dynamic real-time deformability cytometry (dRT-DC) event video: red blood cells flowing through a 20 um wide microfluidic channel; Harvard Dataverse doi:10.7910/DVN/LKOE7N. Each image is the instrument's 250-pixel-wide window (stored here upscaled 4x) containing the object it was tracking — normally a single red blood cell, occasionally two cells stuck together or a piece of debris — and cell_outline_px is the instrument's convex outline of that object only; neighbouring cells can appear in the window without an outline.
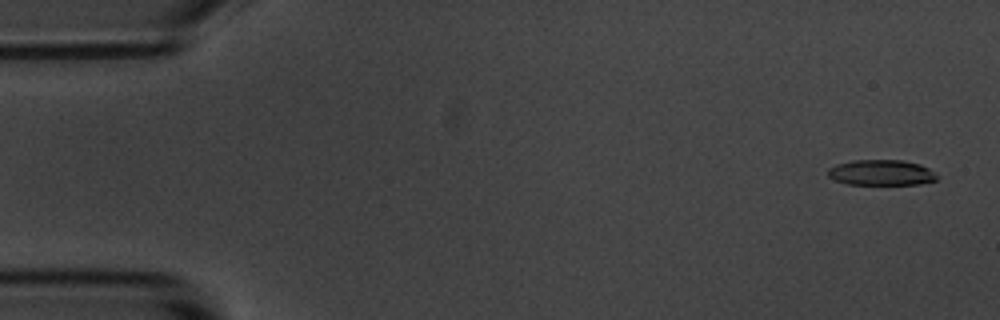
{"species": "common noctule bat (a hibernating species)", "species_latin": "Nyctalus noctula", "temperature_condition": "room temperature", "stored_images_in_passage": 54, "camera_frame_rate_fps": 3000, "um_per_image_px": 0.085, "animal": {"sex": "male", "body_mass_g": 20.1, "forearm_length_mm": 53.5}, "frame": {"image": 1, "passage_image": 2, "time_ms": 0.333, "image_size_px": [1000, 320], "cell_outline_px": [[936, 180], [920, 184], [848, 184], [836, 180], [828, 176], [828, 168], [836, 164], [852, 160], [904, 160], [920, 164], [936, 172]], "centroid_in_image_um": [74.91, 14.66], "position_along_channel_um": 10.1, "area_um2": 16.24}}
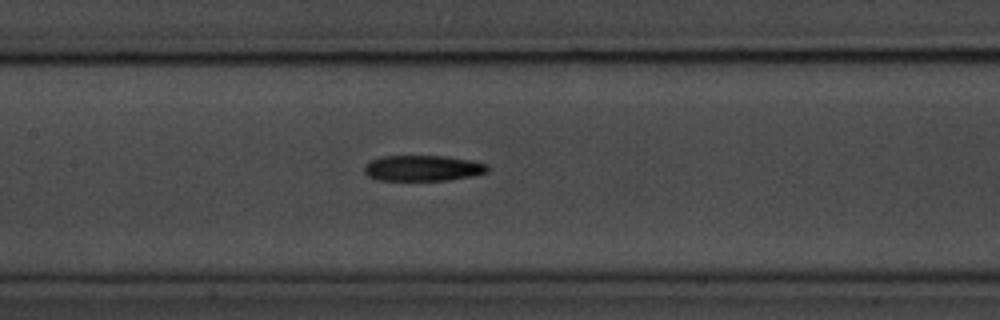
{"frame": {"image": 2, "passage_image": 25, "time_ms": 8.0, "image_size_px": [1000, 320], "cell_outline_px": [[488, 172], [472, 176], [448, 180], [376, 180], [368, 176], [364, 172], [364, 168], [372, 160], [384, 156], [444, 156], [472, 160], [488, 164]], "centroid_in_image_um": [35.97, 14.29], "position_along_channel_um": 171.4, "area_um2": 18.44}}
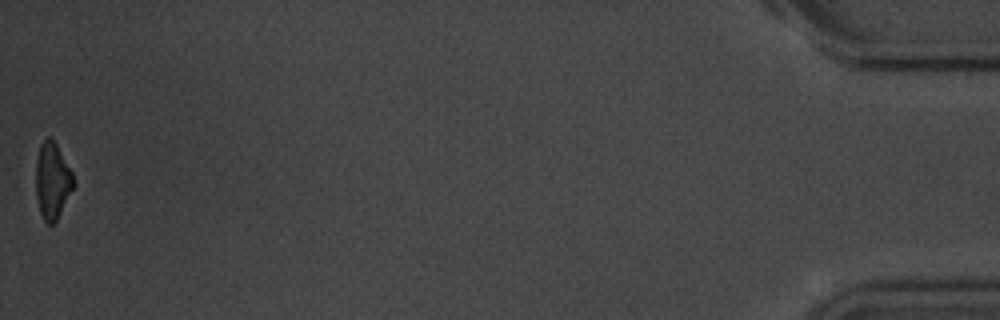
{"frame": {"image": 3, "passage_image": 54, "time_ms": 17.667, "image_size_px": [1000, 320], "cell_outline_px": [[76, 184], [56, 220], [52, 224], [48, 224], [44, 220], [40, 212], [36, 196], [36, 160], [40, 144], [48, 136], [52, 136], [72, 172]], "centroid_in_image_um": [4.45, 15.33], "position_along_channel_um": 430.7, "area_um2": 16.82}, "authors_computed_cell_mechanics": {"area_um2": 18.4671, "velocity_mm_per_s": 3.701, "shape_relaxation_time_tau1_ms": 4.4472, "shape_relaxation_time_tau2_ms": null, "deformation_change_tau1": 0.172, "deformation_change_tau2": null}}